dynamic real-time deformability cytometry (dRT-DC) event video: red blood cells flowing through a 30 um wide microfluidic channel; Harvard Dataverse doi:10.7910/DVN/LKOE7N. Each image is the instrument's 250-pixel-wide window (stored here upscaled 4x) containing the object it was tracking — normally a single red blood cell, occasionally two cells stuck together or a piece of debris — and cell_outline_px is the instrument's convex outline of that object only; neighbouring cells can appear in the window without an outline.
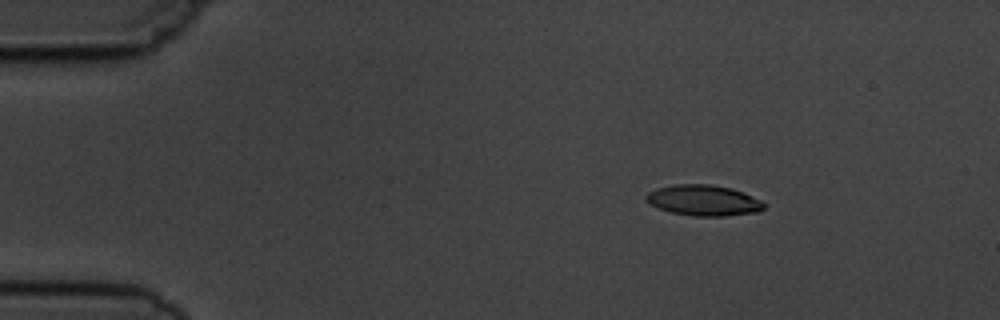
{"species": "common noctule bat (a hibernating species)", "species_latin": "Nyctalus noctula", "temperature_condition": "cold", "stored_images_in_passage": 3, "camera_frame_rate_fps": 3000, "um_per_image_px": 0.085, "animal": {"sex": "male", "body_mass_g": 19.5, "forearm_length_mm": 54.6}, "frame": {"image": 1, "passage_image": 1, "time_ms": 0.0, "image_size_px": [1000, 320], "cell_outline_px": [[764, 208], [756, 212], [724, 216], [692, 216], [672, 212], [648, 204], [644, 200], [644, 196], [648, 192], [656, 188], [676, 184], [712, 184], [732, 188], [744, 192], [760, 200], [764, 204]], "centroid_in_image_um": [59.76, 17.02], "position_along_channel_um": 25.2, "area_um2": 21.21}}